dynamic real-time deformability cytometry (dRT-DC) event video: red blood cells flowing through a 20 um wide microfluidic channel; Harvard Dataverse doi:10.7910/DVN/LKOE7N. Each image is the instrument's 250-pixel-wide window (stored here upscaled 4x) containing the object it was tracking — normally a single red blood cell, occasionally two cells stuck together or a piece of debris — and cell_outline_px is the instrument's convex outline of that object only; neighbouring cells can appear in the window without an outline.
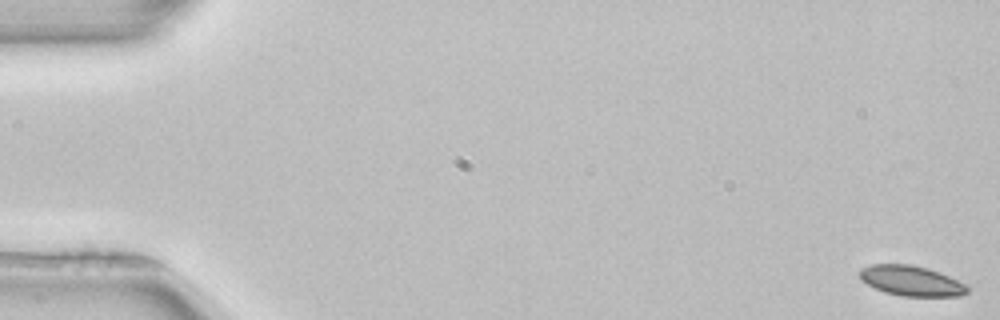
{"species": "common noctule bat (a hibernating species)", "species_latin": "Nyctalus noctula", "temperature_condition": "room temperature", "stored_images_in_passage": 54, "camera_frame_rate_fps": 3000, "um_per_image_px": 0.085, "animal": {"sex": "female", "body_mass_g": 22.7, "forearm_length_mm": 54.2}, "frame": {"image": 1, "passage_image": 1, "time_ms": 0.0, "image_size_px": [1000, 320], "cell_outline_px": [[968, 292], [960, 296], [900, 296], [884, 292], [860, 280], [860, 268], [872, 264], [912, 264], [928, 268], [940, 272], [964, 284], [968, 288]], "centroid_in_image_um": [77.43, 23.86], "position_along_channel_um": 7.6, "area_um2": 18.9}}
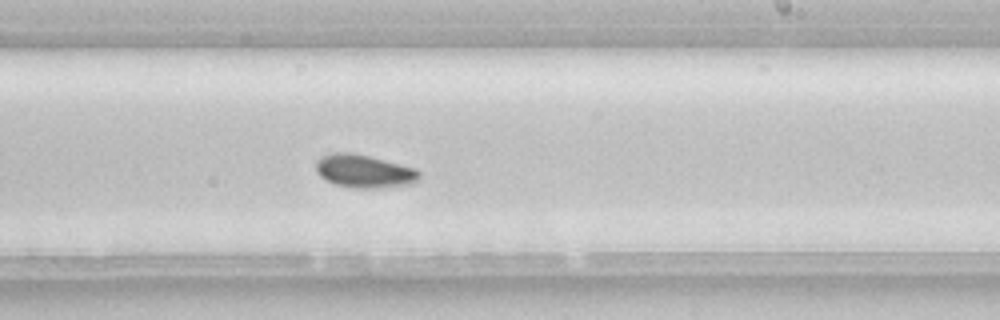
{"frame": {"image": 2, "passage_image": 32, "time_ms": 10.333, "image_size_px": [1000, 320], "cell_outline_px": [[420, 180], [412, 184], [372, 188], [352, 188], [336, 184], [324, 180], [316, 172], [316, 160], [320, 156], [332, 152], [352, 152], [416, 168], [420, 172]], "centroid_in_image_um": [30.93, 14.54], "position_along_channel_um": 258.1, "area_um2": 20.11}, "authors_computed_cell_mechanics": {"area_um2": 19.0162, "velocity_mm_per_s": 3.9127, "shape_relaxation_time_tau1_ms": null, "shape_relaxation_time_tau2_ms": 5.6162, "deformation_change_tau1": null, "deformation_change_tau2": 0.083}}